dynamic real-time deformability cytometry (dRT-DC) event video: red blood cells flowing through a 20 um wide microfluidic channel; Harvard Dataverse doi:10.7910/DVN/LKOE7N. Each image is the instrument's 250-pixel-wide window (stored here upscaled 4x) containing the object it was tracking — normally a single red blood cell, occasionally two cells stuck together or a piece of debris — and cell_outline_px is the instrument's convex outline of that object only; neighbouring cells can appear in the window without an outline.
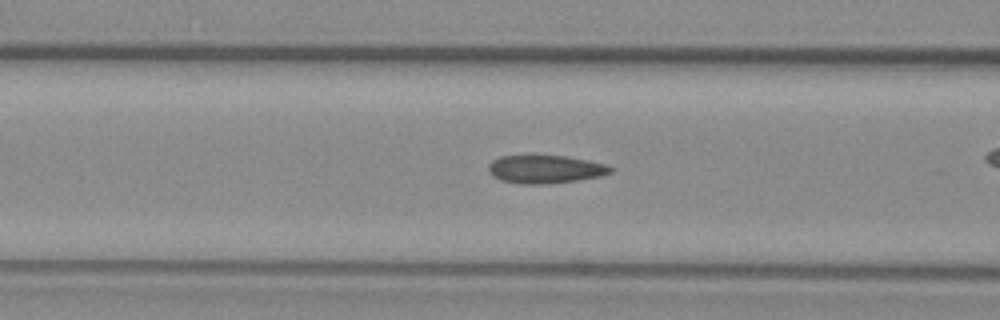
{"species": "common noctule bat (a hibernating species)", "species_latin": "Nyctalus noctula", "temperature_condition": "warm", "stored_images_in_passage": 42, "camera_frame_rate_fps": 3000, "um_per_image_px": 0.085, "animal": {"sex": "female", "body_mass_g": 29.2, "forearm_length_mm": 56.3}, "frame": {"image": 1, "passage_image": 21, "time_ms": 6.667, "image_size_px": [1000, 320], "cell_outline_px": [[616, 168], [612, 172], [600, 176], [576, 180], [548, 184], [520, 184], [500, 180], [492, 176], [488, 172], [488, 164], [492, 160], [500, 156], [568, 156], [588, 160], [604, 164]], "centroid_in_image_um": [46.33, 14.39], "position_along_channel_um": 120.3, "area_um2": 20.11}}
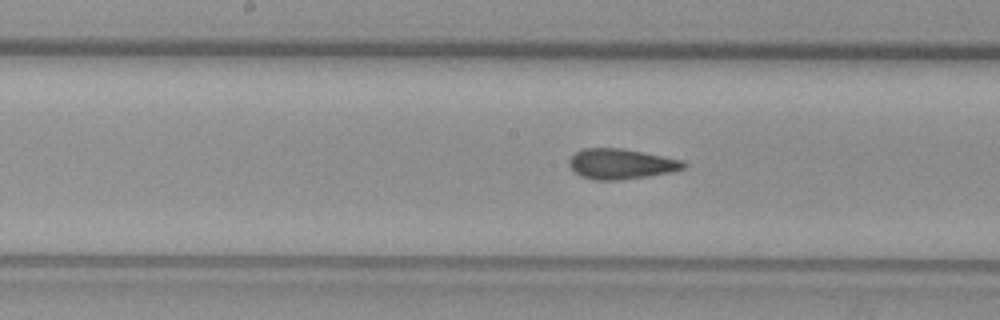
{"frame": {"image": 2, "passage_image": 27, "time_ms": 8.667, "image_size_px": [1000, 320], "cell_outline_px": [[688, 164], [684, 168], [672, 172], [648, 176], [616, 180], [592, 180], [580, 176], [568, 164], [568, 160], [576, 152], [584, 148], [620, 148], [664, 156], [680, 160]], "centroid_in_image_um": [52.78, 13.94], "position_along_channel_um": 195.4, "area_um2": 20.11}}
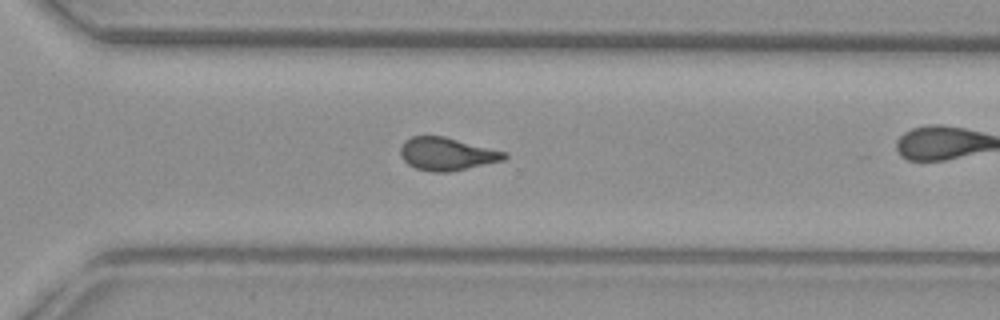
{"frame": {"image": 3, "passage_image": 38, "time_ms": 12.333, "image_size_px": [1000, 320], "cell_outline_px": [[508, 156], [504, 160], [448, 172], [432, 172], [416, 168], [408, 164], [400, 156], [400, 148], [404, 140], [412, 136], [444, 136], [508, 152]], "centroid_in_image_um": [37.98, 13.07], "position_along_channel_um": 332.6, "area_um2": 19.94}}